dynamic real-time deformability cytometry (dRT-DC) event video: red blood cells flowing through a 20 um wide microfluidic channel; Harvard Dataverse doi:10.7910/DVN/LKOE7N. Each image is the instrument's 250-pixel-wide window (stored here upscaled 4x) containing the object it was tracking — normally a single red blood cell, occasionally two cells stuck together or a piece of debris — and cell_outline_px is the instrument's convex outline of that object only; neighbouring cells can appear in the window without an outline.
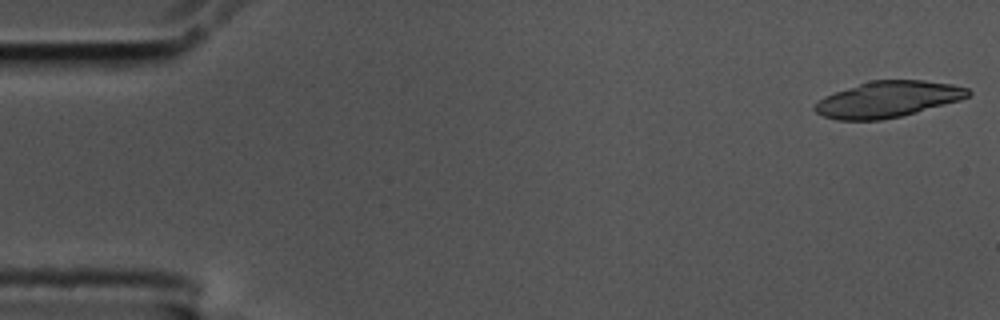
{"species": "common noctule bat (a hibernating species)", "species_latin": "Nyctalus noctula", "temperature_condition": "cold", "stored_images_in_passage": 54, "segment_of_instrument_passage": [1, 2], "camera_frame_rate_fps": 3000, "um_per_image_px": 0.085, "animal": {"sex": "male", "body_mass_g": 17.5, "forearm_length_mm": 52.3}, "frame": {"image": 1, "passage_image": 1, "time_ms": 0.0, "image_size_px": [1000, 320], "cell_outline_px": [[972, 92], [968, 96], [960, 100], [916, 112], [900, 116], [880, 120], [836, 120], [824, 116], [816, 112], [812, 108], [824, 96], [872, 80], [924, 80], [952, 84], [968, 88]], "centroid_in_image_um": [75.48, 8.44], "position_along_channel_um": 9.5, "area_um2": 31.91}}